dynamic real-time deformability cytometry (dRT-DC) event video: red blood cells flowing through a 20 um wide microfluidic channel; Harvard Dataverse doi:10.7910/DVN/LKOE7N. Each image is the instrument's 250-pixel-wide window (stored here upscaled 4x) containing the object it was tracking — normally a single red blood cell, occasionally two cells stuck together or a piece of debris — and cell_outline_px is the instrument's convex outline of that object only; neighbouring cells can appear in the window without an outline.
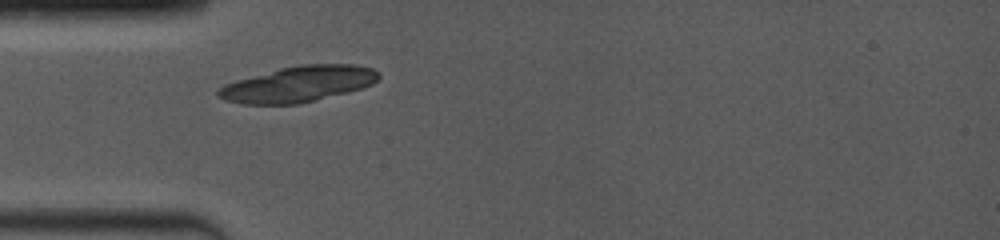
{"species": "common noctule bat (a hibernating species)", "species_latin": "Nyctalus noctula", "temperature_condition": "room temperature", "stored_images_in_passage": 1, "camera_frame_rate_fps": 4000, "um_per_image_px": 0.085, "animal": {"sex": "female", "body_mass_g": 19.0, "forearm_length_mm": 53.3}, "frame": {"image": 1, "passage_image": 1, "time_ms": 0.0, "image_size_px": [1000, 240], "cell_outline_px": [[380, 76], [372, 84], [364, 88], [300, 104], [240, 104], [228, 100], [220, 96], [216, 92], [216, 88], [224, 84], [236, 80], [280, 68], [300, 64], [356, 64], [372, 68]], "centroid_in_image_um": [25.36, 7.14], "position_along_channel_um": 59.6, "area_um2": 33.47}}